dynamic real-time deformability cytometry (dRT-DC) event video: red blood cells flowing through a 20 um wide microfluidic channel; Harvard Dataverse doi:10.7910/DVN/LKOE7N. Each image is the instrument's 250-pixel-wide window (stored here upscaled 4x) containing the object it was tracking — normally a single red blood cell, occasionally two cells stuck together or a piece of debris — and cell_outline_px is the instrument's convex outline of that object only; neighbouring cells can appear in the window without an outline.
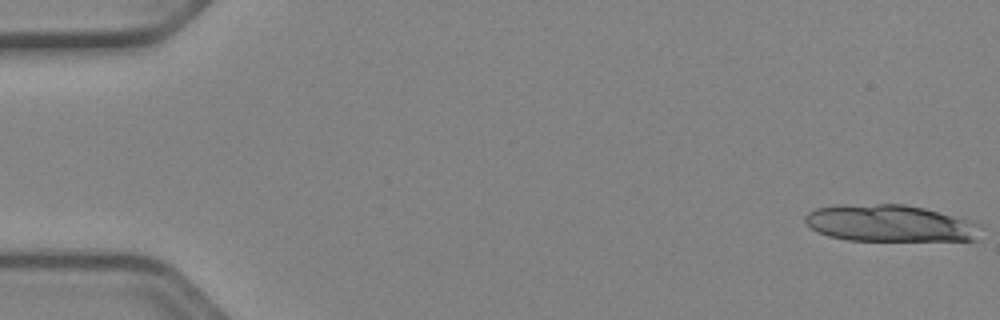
{"species": "Egyptian fruit bat (a non-hibernating species)", "species_latin": "Rousettus aegyptiacus", "temperature_condition": "cold", "stored_images_in_passage": 10, "camera_frame_rate_fps": 3000, "um_per_image_px": 0.085, "animal": {"sex": "female"}, "frame": {"image": 1, "passage_image": 1, "time_ms": 0.0, "image_size_px": [1000, 320], "cell_outline_px": [[980, 224], [976, 240], [848, 240], [828, 236], [812, 228], [804, 220], [804, 216], [808, 212], [816, 208], [840, 204], [904, 204], [924, 208], [972, 220]], "centroid_in_image_um": [75.62, 18.97], "position_along_channel_um": 9.4, "area_um2": 37.63}}